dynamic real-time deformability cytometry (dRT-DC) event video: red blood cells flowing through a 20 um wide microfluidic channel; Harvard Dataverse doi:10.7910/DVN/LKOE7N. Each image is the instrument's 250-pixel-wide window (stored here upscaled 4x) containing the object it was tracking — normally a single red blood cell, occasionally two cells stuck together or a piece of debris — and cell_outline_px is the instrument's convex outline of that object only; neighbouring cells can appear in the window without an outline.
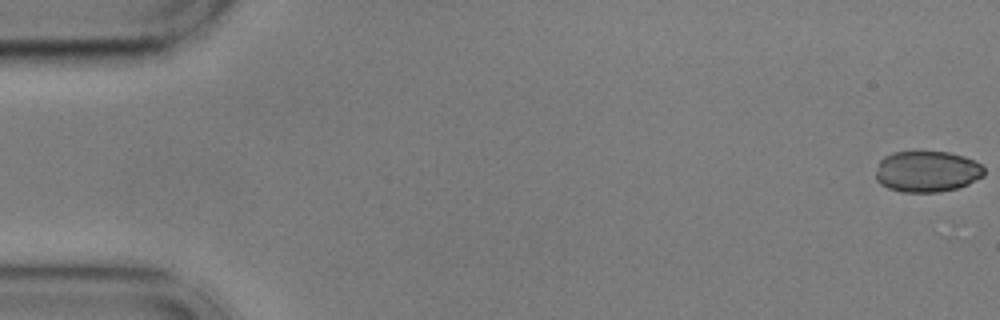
{"species": "common noctule bat (a hibernating species)", "species_latin": "Nyctalus noctula", "temperature_condition": "cold", "stored_images_in_passage": 33, "camera_frame_rate_fps": 3000, "um_per_image_px": 0.085, "animal": {"sex": "male", "body_mass_g": 17.9, "forearm_length_mm": 54.2}, "frame": {"image": 1, "passage_image": 1, "time_ms": 0.0, "image_size_px": [1000, 320], "cell_outline_px": [[984, 176], [968, 184], [956, 188], [940, 192], [904, 192], [888, 188], [880, 184], [876, 180], [876, 172], [880, 160], [884, 156], [892, 152], [948, 152], [964, 156], [980, 164], [984, 168]], "centroid_in_image_um": [78.79, 14.58], "position_along_channel_um": 6.2, "area_um2": 25.95}}
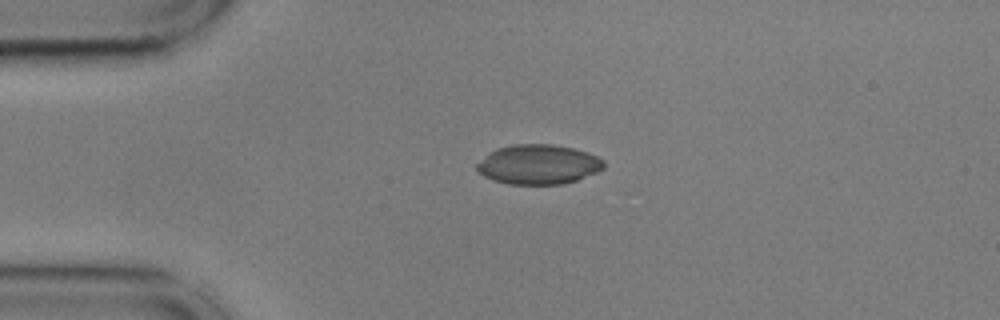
{"frame": {"image": 2, "passage_image": 13, "time_ms": 4.0, "image_size_px": [1000, 320], "cell_outline_px": [[604, 168], [596, 172], [576, 180], [560, 184], [508, 184], [484, 176], [476, 168], [476, 164], [488, 152], [496, 148], [512, 144], [552, 144], [572, 148], [588, 152], [604, 160]], "centroid_in_image_um": [45.75, 13.96], "position_along_channel_um": 39.3, "area_um2": 29.25}}
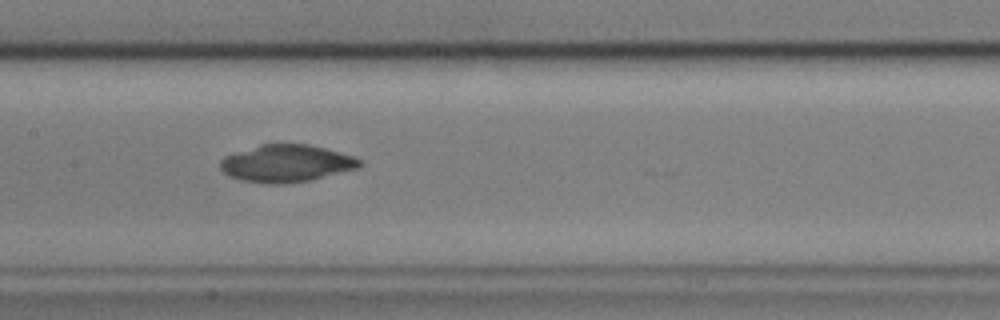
{"frame": {"image": 3, "passage_image": 27, "time_ms": 8.667, "image_size_px": [1000, 320], "cell_outline_px": [[364, 164], [356, 168], [312, 180], [284, 184], [268, 184], [240, 180], [224, 172], [220, 168], [220, 160], [224, 156], [260, 144], [308, 144], [356, 156], [364, 160]], "centroid_in_image_um": [24.37, 13.89], "position_along_channel_um": 183.0, "area_um2": 30.4}}